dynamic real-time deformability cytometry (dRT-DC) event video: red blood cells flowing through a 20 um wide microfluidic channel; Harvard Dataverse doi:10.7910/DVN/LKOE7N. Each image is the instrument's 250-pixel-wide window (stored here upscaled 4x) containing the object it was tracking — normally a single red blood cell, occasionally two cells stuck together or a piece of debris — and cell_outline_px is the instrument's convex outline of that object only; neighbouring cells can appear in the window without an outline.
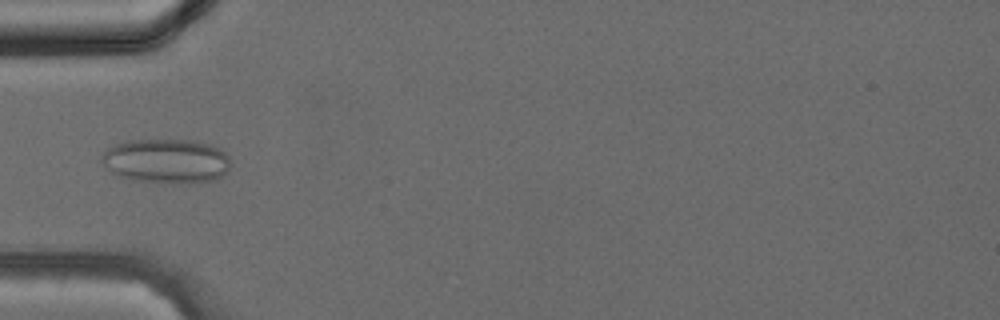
{"species": "common noctule bat (a hibernating species)", "species_latin": "Nyctalus noctula", "temperature_condition": "cold", "stored_images_in_passage": 22, "camera_frame_rate_fps": 3000, "um_per_image_px": 0.085, "animal": {"sex": "female", "body_mass_g": 24.6, "forearm_length_mm": 56.2}, "frame": {"image": 1, "passage_image": 12, "time_ms": 3.667, "image_size_px": [1000, 320], "cell_outline_px": [[228, 168], [224, 176], [220, 180], [188, 184], [172, 184], [136, 180], [120, 176], [112, 172], [100, 160], [100, 156], [108, 148], [116, 144], [128, 140], [192, 140], [208, 144], [220, 148], [228, 156]], "centroid_in_image_um": [14.17, 13.71], "position_along_channel_um": 70.8, "area_um2": 33.7}}